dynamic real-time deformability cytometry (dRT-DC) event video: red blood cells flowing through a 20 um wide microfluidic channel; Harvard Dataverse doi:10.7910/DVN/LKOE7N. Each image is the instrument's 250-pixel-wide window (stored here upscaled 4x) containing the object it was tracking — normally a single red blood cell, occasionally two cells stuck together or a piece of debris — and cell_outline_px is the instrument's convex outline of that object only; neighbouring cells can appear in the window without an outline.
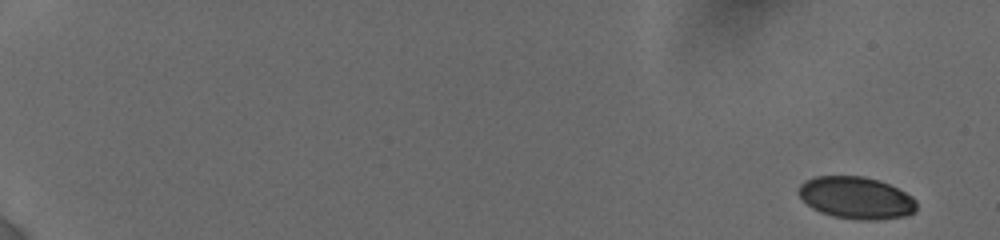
{"species": "human", "species_latin": "Homo sapiens", "temperature_condition": "cold", "stored_images_in_passage": 19, "camera_frame_rate_fps": 3000, "um_per_image_px": 0.085, "donor": {"sex": "female"}, "frame": {"image": 1, "passage_image": 1, "time_ms": 0.0, "image_size_px": [1000, 240], "cell_outline_px": [[916, 212], [904, 216], [880, 220], [856, 220], [832, 216], [820, 212], [812, 208], [796, 192], [800, 184], [804, 180], [816, 176], [864, 176], [880, 180], [912, 196], [916, 200]], "centroid_in_image_um": [72.76, 16.82], "position_along_channel_um": 12.2, "area_um2": 29.19}}
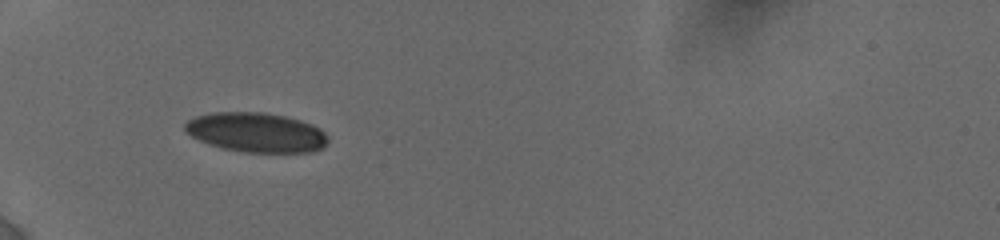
{"frame": {"image": 2, "passage_image": 14, "time_ms": 6.333, "image_size_px": [1000, 240], "cell_outline_px": [[328, 140], [324, 148], [312, 152], [244, 152], [220, 148], [208, 144], [184, 132], [184, 124], [188, 120], [196, 116], [212, 112], [260, 112], [284, 116], [300, 120], [312, 124], [320, 128], [328, 136]], "centroid_in_image_um": [21.77, 11.26], "position_along_channel_um": 63.2, "area_um2": 33.18}}
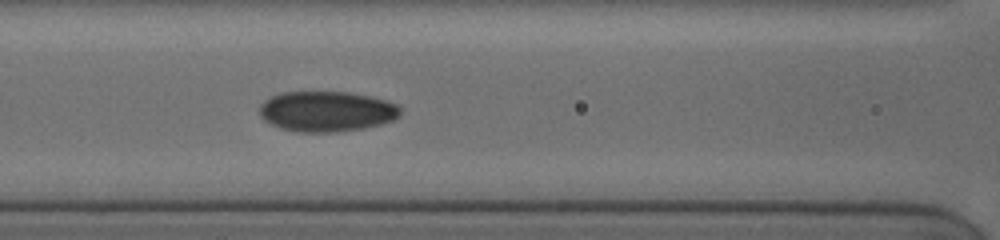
{"frame": {"image": 3, "passage_image": 19, "time_ms": 8.667, "image_size_px": [1000, 240], "cell_outline_px": [[400, 116], [392, 120], [380, 124], [364, 128], [336, 132], [296, 132], [280, 128], [264, 120], [260, 116], [260, 104], [264, 100], [280, 92], [348, 92], [368, 96], [384, 100], [396, 104], [400, 108]], "centroid_in_image_um": [27.73, 9.47], "position_along_channel_um": 138.9, "area_um2": 33.12}}